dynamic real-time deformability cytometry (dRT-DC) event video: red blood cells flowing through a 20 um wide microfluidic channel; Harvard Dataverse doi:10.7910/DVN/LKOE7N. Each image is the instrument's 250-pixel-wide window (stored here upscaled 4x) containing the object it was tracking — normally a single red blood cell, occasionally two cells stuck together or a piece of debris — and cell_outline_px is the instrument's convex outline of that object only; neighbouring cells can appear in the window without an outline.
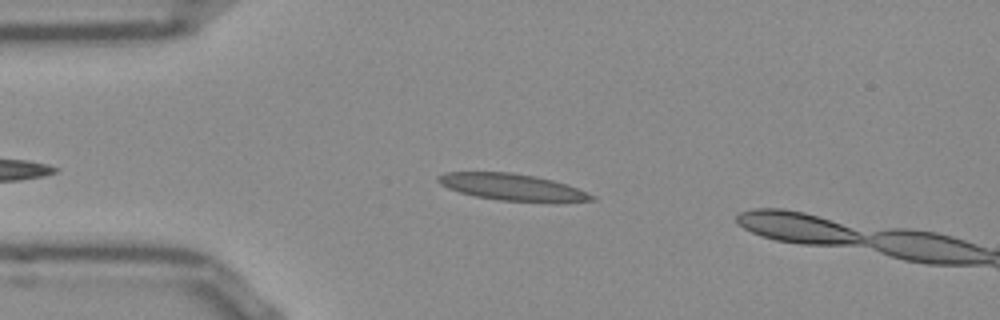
{"species": "Egyptian fruit bat (a non-hibernating species)", "species_latin": "Rousettus aegyptiacus", "temperature_condition": "room temperature", "stored_images_in_passage": 43, "camera_frame_rate_fps": 3000, "um_per_image_px": 0.085, "frame": {"image": 1, "passage_image": 7, "time_ms": 2.0, "image_size_px": [1000, 320], "cell_outline_px": [[596, 200], [556, 204], [500, 200], [476, 196], [460, 192], [448, 188], [440, 184], [436, 180], [436, 176], [444, 172], [508, 172], [532, 176], [552, 180], [576, 188], [596, 196]], "centroid_in_image_um": [43.59, 15.94], "position_along_channel_um": 41.4, "area_um2": 24.22}}
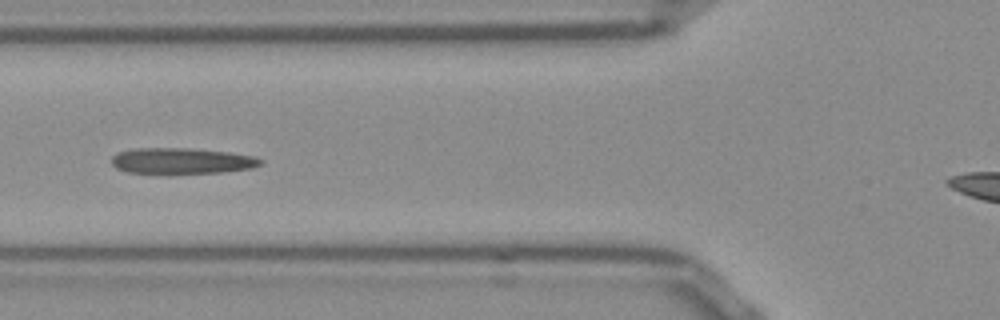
{"frame": {"image": 2, "passage_image": 14, "time_ms": 4.333, "image_size_px": [1000, 320], "cell_outline_px": [[264, 160], [260, 164], [252, 168], [224, 172], [128, 172], [116, 168], [112, 164], [112, 156], [116, 152], [132, 148], [188, 148], [228, 152], [252, 156]], "centroid_in_image_um": [15.42, 13.65], "position_along_channel_um": 110.4, "area_um2": 22.08}}
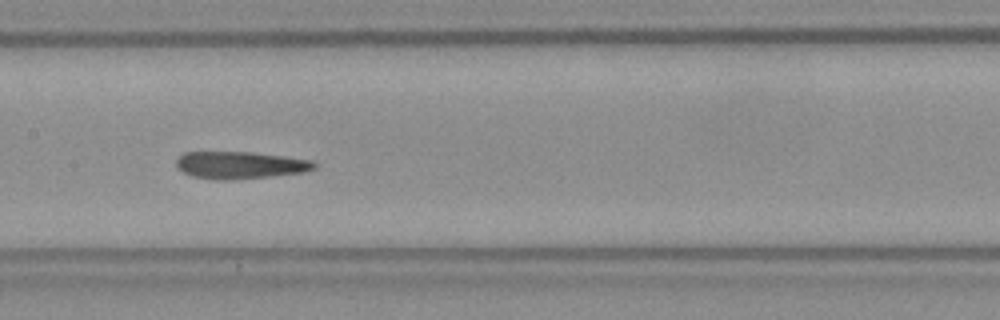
{"frame": {"image": 3, "passage_image": 20, "time_ms": 6.333, "image_size_px": [1000, 320], "cell_outline_px": [[316, 168], [304, 172], [272, 176], [228, 180], [216, 180], [192, 176], [184, 172], [176, 164], [176, 160], [184, 152], [252, 152], [284, 156], [312, 160], [316, 164]], "centroid_in_image_um": [20.43, 14.03], "position_along_channel_um": 187.0, "area_um2": 21.85}, "authors_computed_cell_mechanics": {"area_um2": 22.0796, "velocity_mm_per_s": 3.8217, "shape_relaxation_time_tau1_ms": null, "shape_relaxation_time_tau2_ms": 3.7294, "deformation_change_tau1": null, "deformation_change_tau2": 0.1293}}